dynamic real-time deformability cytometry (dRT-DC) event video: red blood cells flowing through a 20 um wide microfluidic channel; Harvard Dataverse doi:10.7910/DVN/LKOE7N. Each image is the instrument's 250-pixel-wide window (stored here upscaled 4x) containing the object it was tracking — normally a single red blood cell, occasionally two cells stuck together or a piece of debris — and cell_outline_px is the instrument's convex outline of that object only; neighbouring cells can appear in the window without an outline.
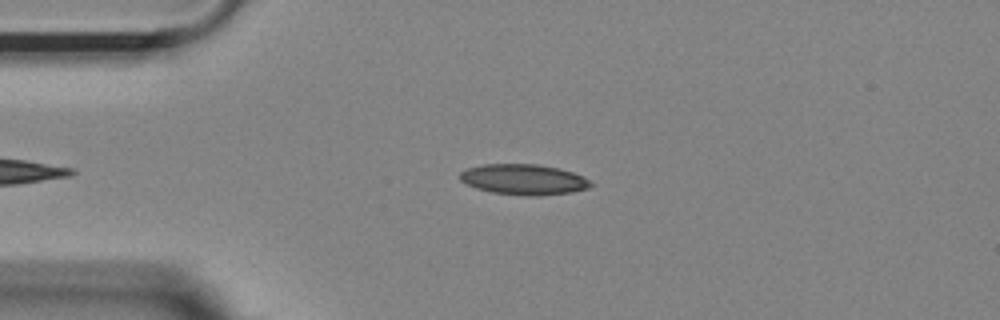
{"species": "Egyptian fruit bat (a non-hibernating species)", "species_latin": "Rousettus aegyptiacus", "temperature_condition": "room temperature", "stored_images_in_passage": 40, "camera_frame_rate_fps": 3000, "um_per_image_px": 0.085, "animal": {"sex": "female"}, "frame": {"image": 1, "passage_image": 3, "time_ms": 0.667, "image_size_px": [1000, 320], "cell_outline_px": [[592, 184], [588, 188], [572, 192], [540, 196], [524, 196], [492, 192], [476, 188], [460, 180], [460, 172], [468, 168], [484, 164], [536, 164], [560, 168], [584, 176]], "centroid_in_image_um": [44.53, 15.26], "position_along_channel_um": 40.5, "area_um2": 23.29}}
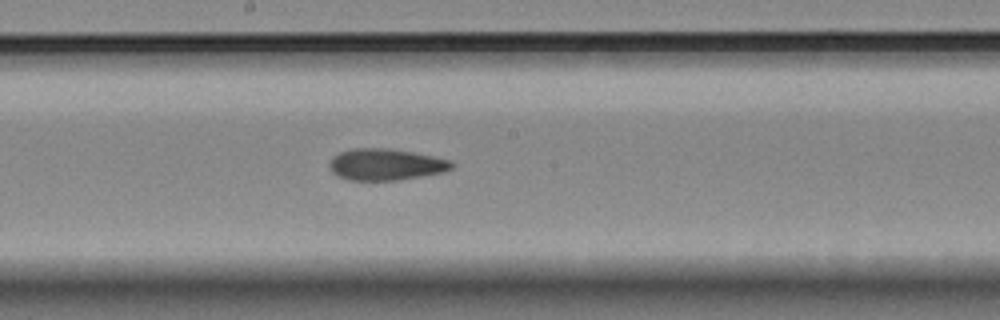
{"frame": {"image": 2, "passage_image": 19, "time_ms": 6.0, "image_size_px": [1000, 320], "cell_outline_px": [[456, 164], [452, 168], [444, 172], [396, 180], [348, 180], [332, 172], [328, 164], [332, 156], [340, 152], [352, 148], [388, 148], [412, 152], [452, 160]], "centroid_in_image_um": [32.79, 13.97], "position_along_channel_um": 215.4, "area_um2": 22.48}}
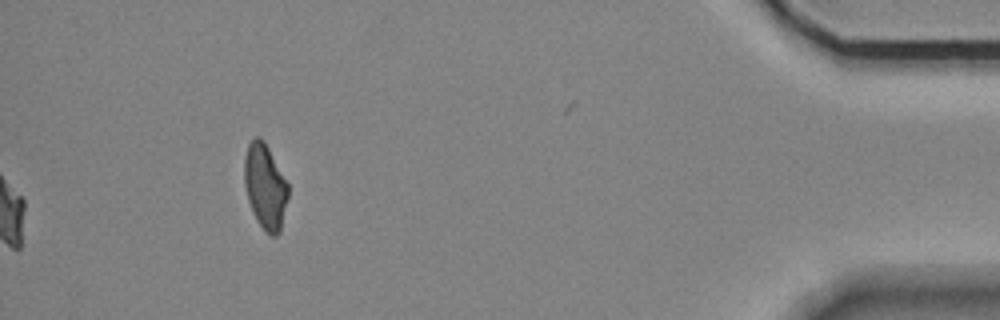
{"frame": {"image": 3, "passage_image": 40, "time_ms": 13.0, "image_size_px": [1000, 320], "cell_outline_px": [[288, 196], [280, 232], [276, 236], [272, 236], [264, 232], [256, 220], [252, 212], [248, 200], [244, 184], [244, 160], [248, 144], [256, 136], [260, 136], [264, 140], [288, 184]], "centroid_in_image_um": [22.53, 15.87], "position_along_channel_um": 412.7, "area_um2": 21.79}, "authors_computed_cell_mechanics": {"area_um2": 22.4264, "velocity_mm_per_s": 3.7018, "shape_relaxation_time_tau1_ms": 10.147, "shape_relaxation_time_tau2_ms": 3.4308, "deformation_change_tau1": 0.1992, "deformation_change_tau2": 0.1089}}